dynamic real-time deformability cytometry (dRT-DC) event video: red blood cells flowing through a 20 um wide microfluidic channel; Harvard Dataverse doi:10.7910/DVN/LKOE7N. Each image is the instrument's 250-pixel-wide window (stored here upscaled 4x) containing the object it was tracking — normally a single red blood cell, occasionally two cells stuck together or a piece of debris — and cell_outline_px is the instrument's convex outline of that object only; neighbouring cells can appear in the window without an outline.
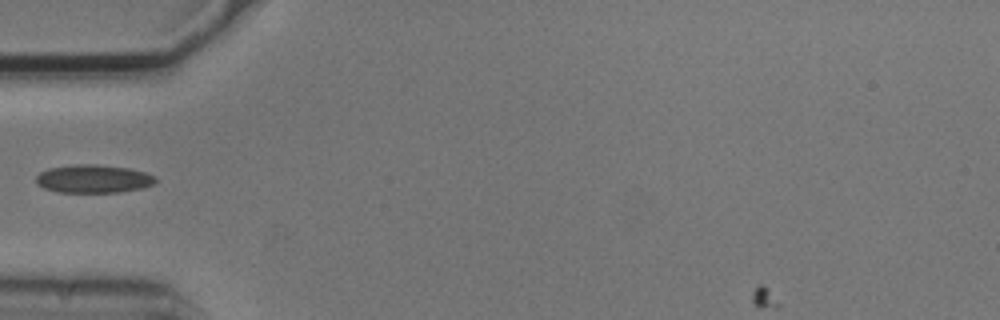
{"species": "common noctule bat (a hibernating species)", "species_latin": "Nyctalus noctula", "temperature_condition": "cold", "stored_images_in_passage": 3, "camera_frame_rate_fps": 3000, "um_per_image_px": 0.085, "animal": {"sex": "male", "body_mass_g": 20.5, "forearm_length_mm": 52.5}, "frame": {"image": 1, "passage_image": 3, "time_ms": 0.667, "image_size_px": [1000, 320], "cell_outline_px": [[156, 180], [152, 184], [140, 188], [120, 192], [60, 192], [44, 188], [36, 184], [36, 176], [40, 172], [48, 168], [76, 164], [96, 164], [128, 168], [144, 172], [156, 176]], "centroid_in_image_um": [7.91, 15.19], "position_along_channel_um": 77.1, "area_um2": 19.54}}